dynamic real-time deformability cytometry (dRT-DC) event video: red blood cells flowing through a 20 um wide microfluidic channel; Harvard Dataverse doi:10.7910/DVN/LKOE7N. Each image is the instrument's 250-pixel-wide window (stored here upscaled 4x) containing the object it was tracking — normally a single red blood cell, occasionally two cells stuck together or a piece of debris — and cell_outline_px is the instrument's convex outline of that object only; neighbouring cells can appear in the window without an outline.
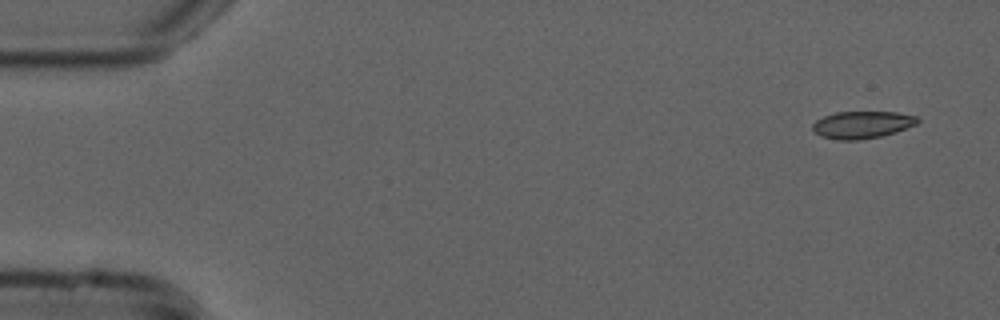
{"species": "common noctule bat (a hibernating species)", "species_latin": "Nyctalus noctula", "temperature_condition": "cold", "stored_images_in_passage": 52, "camera_frame_rate_fps": 3000, "um_per_image_px": 0.085, "animal": {"sex": "male", "forearm_length_mm": 52.5}, "frame": {"image": 1, "passage_image": 1, "time_ms": 0.0, "image_size_px": [1000, 320], "cell_outline_px": [[920, 120], [916, 124], [896, 132], [880, 136], [856, 140], [836, 140], [820, 136], [812, 128], [812, 124], [816, 120], [824, 116], [836, 112], [896, 112], [916, 116]], "centroid_in_image_um": [73.27, 10.6], "position_along_channel_um": 11.7, "area_um2": 16.59}}
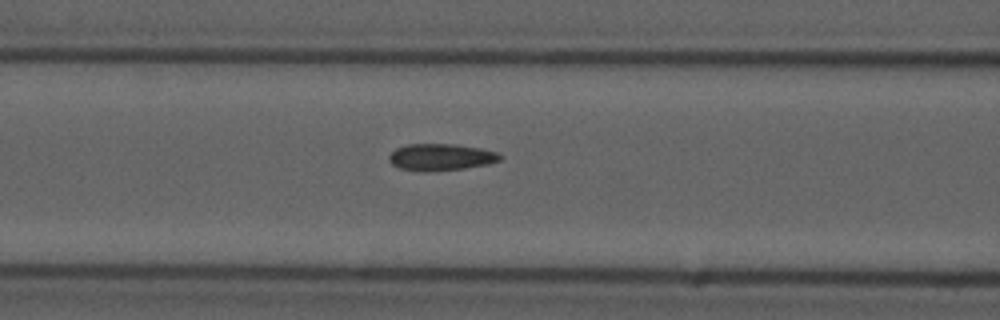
{"frame": {"image": 2, "passage_image": 20, "time_ms": 6.333, "image_size_px": [1000, 320], "cell_outline_px": [[504, 156], [500, 160], [488, 164], [464, 168], [400, 168], [392, 164], [388, 160], [388, 156], [396, 148], [408, 144], [452, 144], [480, 148], [496, 152]], "centroid_in_image_um": [37.52, 13.3], "position_along_channel_um": 129.1, "area_um2": 16.36}}
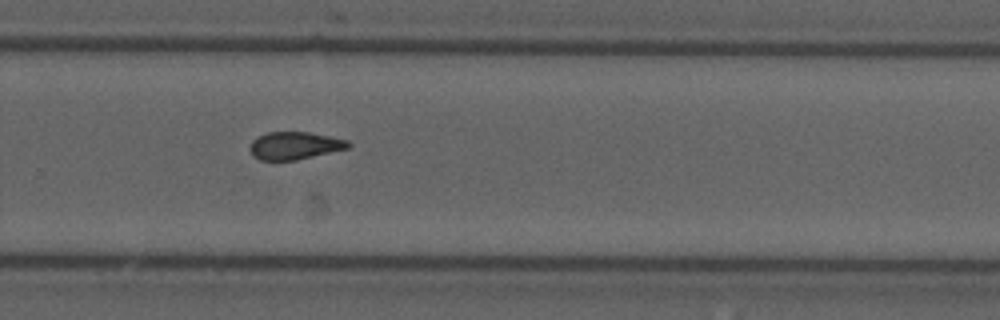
{"frame": {"image": 3, "passage_image": 34, "time_ms": 11.0, "image_size_px": [1000, 320], "cell_outline_px": [[352, 144], [348, 148], [296, 160], [260, 160], [252, 156], [252, 140], [256, 136], [268, 132], [308, 132], [348, 140]], "centroid_in_image_um": [25.05, 12.37], "position_along_channel_um": 304.8, "area_um2": 15.66}, "authors_computed_cell_mechanics": {"area_um2": 16.473, "velocity_mm_per_s": 3.777, "shape_relaxation_time_tau1_ms": null, "shape_relaxation_time_tau2_ms": 2.8775, "deformation_change_tau1": null, "deformation_change_tau2": 0.0914}}